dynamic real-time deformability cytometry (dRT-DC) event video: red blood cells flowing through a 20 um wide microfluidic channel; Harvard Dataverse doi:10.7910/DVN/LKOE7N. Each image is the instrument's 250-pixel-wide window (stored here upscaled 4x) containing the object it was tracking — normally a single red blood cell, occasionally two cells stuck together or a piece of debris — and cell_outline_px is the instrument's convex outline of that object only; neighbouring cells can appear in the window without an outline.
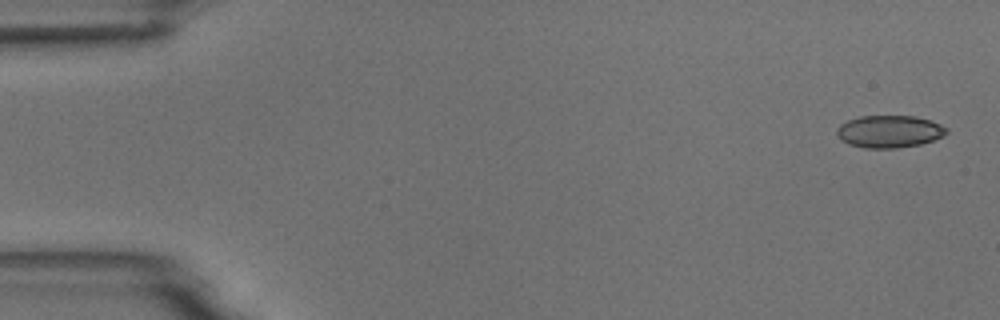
{"species": "common noctule bat (a hibernating species)", "species_latin": "Nyctalus noctula", "temperature_condition": "room temperature", "stored_images_in_passage": 5, "camera_frame_rate_fps": 3000, "um_per_image_px": 0.085, "animal": {"sex": "male", "body_mass_g": 18.8}, "frame": {"image": 1, "passage_image": 1, "time_ms": 0.0, "image_size_px": [1000, 320], "cell_outline_px": [[948, 132], [944, 136], [920, 144], [896, 148], [864, 148], [848, 144], [840, 140], [836, 136], [836, 128], [840, 124], [848, 120], [860, 116], [912, 116], [928, 120], [940, 124], [948, 128]], "centroid_in_image_um": [75.55, 11.18], "position_along_channel_um": 9.4, "area_um2": 20.75}}
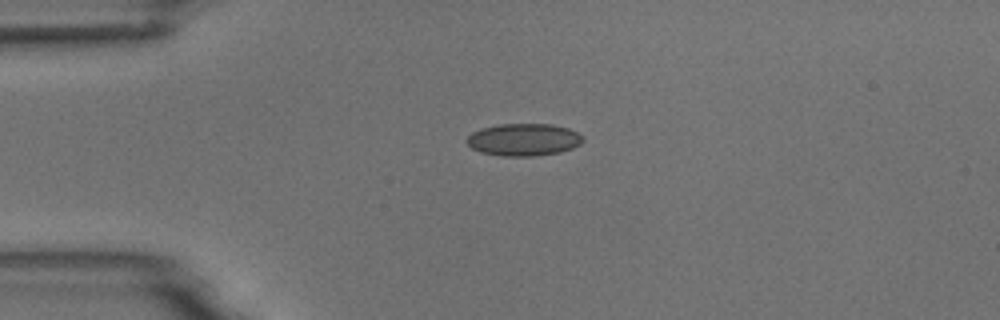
{"frame": {"image": 2, "passage_image": 4, "time_ms": 3.667, "image_size_px": [1000, 320], "cell_outline_px": [[584, 140], [580, 144], [572, 148], [560, 152], [532, 156], [504, 156], [480, 152], [472, 148], [468, 144], [468, 136], [472, 132], [480, 128], [500, 124], [552, 124], [568, 128], [584, 136]], "centroid_in_image_um": [44.53, 11.86], "position_along_channel_um": 40.5, "area_um2": 21.85}}